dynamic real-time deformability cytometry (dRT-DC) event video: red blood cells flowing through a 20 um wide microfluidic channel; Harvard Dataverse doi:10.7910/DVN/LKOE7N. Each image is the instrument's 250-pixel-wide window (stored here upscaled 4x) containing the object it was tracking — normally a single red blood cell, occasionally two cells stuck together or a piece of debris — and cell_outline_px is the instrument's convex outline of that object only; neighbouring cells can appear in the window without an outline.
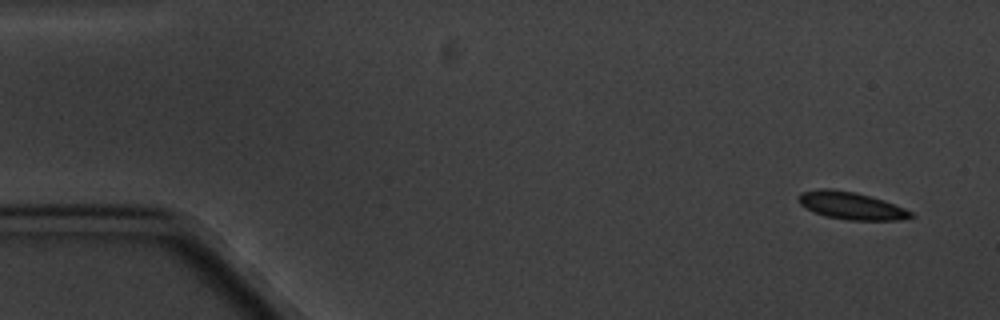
{"species": "common noctule bat (a hibernating species)", "species_latin": "Nyctalus noctula", "temperature_condition": "cold", "stored_images_in_passage": 6, "camera_frame_rate_fps": 3000, "um_per_image_px": 0.085, "animal": {"sex": "male", "body_mass_g": 20.1, "forearm_length_mm": 53.5}, "frame": {"image": 1, "passage_image": 1, "time_ms": 0.0, "image_size_px": [1000, 320], "cell_outline_px": [[916, 216], [900, 220], [848, 220], [824, 216], [804, 208], [796, 200], [796, 196], [800, 192], [820, 188], [832, 188], [852, 192], [884, 200], [904, 208], [912, 212]], "centroid_in_image_um": [72.29, 17.48], "position_along_channel_um": 12.7, "area_um2": 18.15}}